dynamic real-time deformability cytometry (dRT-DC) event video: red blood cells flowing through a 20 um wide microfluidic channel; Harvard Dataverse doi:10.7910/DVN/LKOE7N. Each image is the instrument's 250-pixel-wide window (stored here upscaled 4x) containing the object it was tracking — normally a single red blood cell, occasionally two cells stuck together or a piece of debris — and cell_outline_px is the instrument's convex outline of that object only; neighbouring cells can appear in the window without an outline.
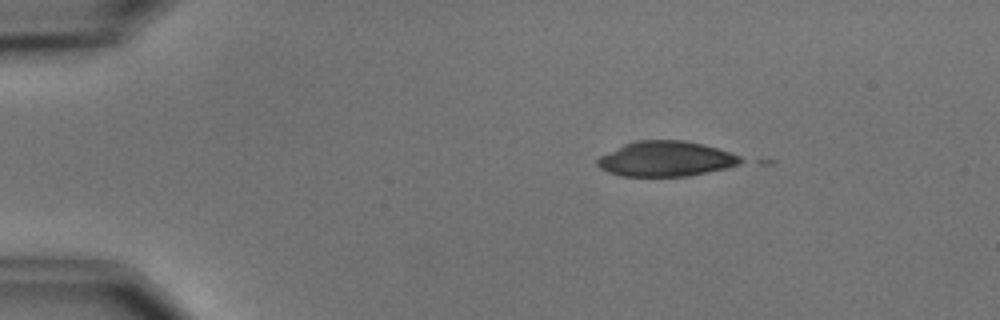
{"species": "common noctule bat (a hibernating species)", "species_latin": "Nyctalus noctula", "temperature_condition": "cold", "stored_images_in_passage": 2, "camera_frame_rate_fps": 3000, "um_per_image_px": 0.085, "animal": {"sex": "male", "body_mass_g": 15.6}, "frame": {"image": 1, "passage_image": 1, "time_ms": 0.0, "image_size_px": [1000, 320], "cell_outline_px": [[748, 160], [740, 164], [724, 168], [688, 176], [620, 176], [608, 172], [600, 168], [596, 164], [596, 160], [600, 156], [624, 144], [640, 140], [684, 140], [704, 144], [740, 156]], "centroid_in_image_um": [56.6, 13.5], "position_along_channel_um": 28.4, "area_um2": 29.3}}